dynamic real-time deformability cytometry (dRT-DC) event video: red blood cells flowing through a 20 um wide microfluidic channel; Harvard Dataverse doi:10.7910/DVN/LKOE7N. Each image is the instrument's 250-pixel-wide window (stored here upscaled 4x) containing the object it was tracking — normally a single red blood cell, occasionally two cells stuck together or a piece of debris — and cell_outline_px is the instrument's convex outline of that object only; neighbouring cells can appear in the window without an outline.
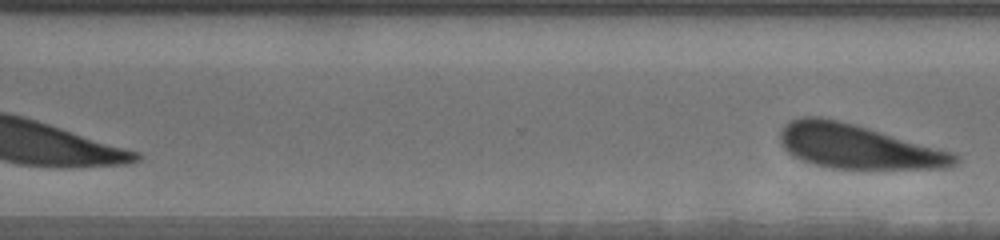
{"species": "human", "species_latin": "Homo sapiens", "temperature_condition": "warm", "stored_images_in_passage": 18, "segment_of_instrument_passage": [2, 2], "camera_frame_rate_fps": 3000, "um_per_image_px": 0.085, "donor": {"sex": "male"}, "frame": {"image": 1, "passage_image": 18, "time_ms": 9.333, "image_size_px": [1000, 240], "cell_outline_px": [[960, 160], [952, 168], [832, 168], [816, 164], [792, 156], [780, 144], [780, 132], [784, 124], [788, 120], [804, 116], [820, 116], [868, 128], [952, 152], [960, 156]], "centroid_in_image_um": [72.89, 12.45], "position_along_channel_um": 297.7, "area_um2": 44.62}}